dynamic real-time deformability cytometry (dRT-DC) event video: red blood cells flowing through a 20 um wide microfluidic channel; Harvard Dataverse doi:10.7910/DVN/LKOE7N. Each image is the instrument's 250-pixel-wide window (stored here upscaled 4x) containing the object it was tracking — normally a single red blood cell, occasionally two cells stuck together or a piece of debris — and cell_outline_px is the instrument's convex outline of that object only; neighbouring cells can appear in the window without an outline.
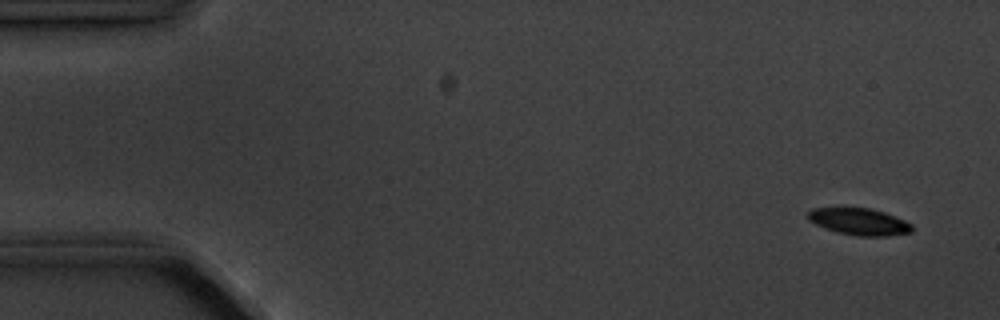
{"species": "common noctule bat (a hibernating species)", "species_latin": "Nyctalus noctula", "temperature_condition": "cold", "stored_images_in_passage": 5, "camera_frame_rate_fps": 3000, "um_per_image_px": 0.085, "animal": {"sex": "male", "body_mass_g": 20.1, "forearm_length_mm": 53.5}, "frame": {"image": 1, "passage_image": 1, "time_ms": 0.0, "image_size_px": [1000, 320], "cell_outline_px": [[912, 232], [888, 236], [856, 236], [836, 232], [824, 228], [808, 220], [808, 212], [812, 208], [868, 208], [884, 212], [904, 220], [912, 224]], "centroid_in_image_um": [73.03, 18.85], "position_along_channel_um": 12.0, "area_um2": 16.24}}
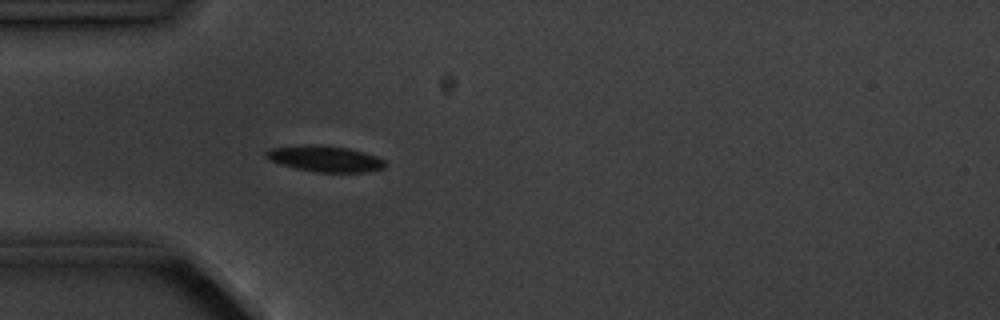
{"frame": {"image": 2, "passage_image": 5, "time_ms": 4.333, "image_size_px": [1000, 320], "cell_outline_px": [[388, 164], [384, 168], [364, 172], [316, 172], [296, 168], [268, 160], [264, 156], [264, 152], [272, 148], [308, 144], [312, 144], [348, 148], [364, 152], [376, 156], [384, 160]], "centroid_in_image_um": [27.63, 13.49], "position_along_channel_um": 57.4, "area_um2": 18.03}}